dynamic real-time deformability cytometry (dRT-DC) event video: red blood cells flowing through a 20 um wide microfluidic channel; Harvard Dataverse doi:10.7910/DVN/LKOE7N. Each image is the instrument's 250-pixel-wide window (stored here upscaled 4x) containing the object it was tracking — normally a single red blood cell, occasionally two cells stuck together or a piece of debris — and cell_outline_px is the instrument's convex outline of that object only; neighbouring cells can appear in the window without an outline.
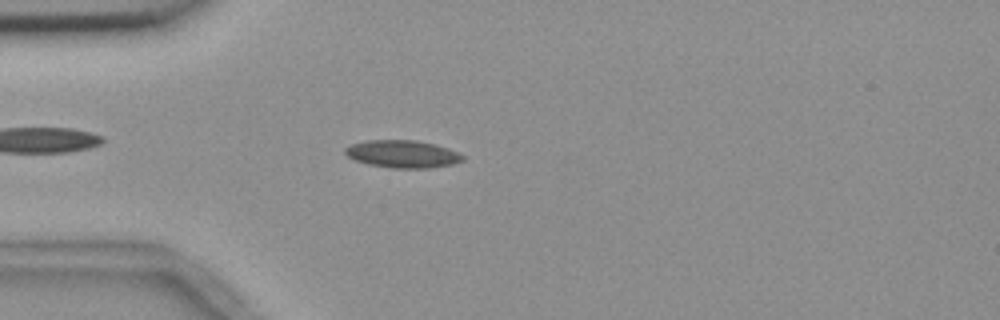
{"species": "common noctule bat (a hibernating species)", "species_latin": "Nyctalus noctula", "temperature_condition": "room temperature", "stored_images_in_passage": 4, "camera_frame_rate_fps": 3000, "um_per_image_px": 0.085, "animal": {"sex": "female", "body_mass_g": 18.4}, "frame": {"image": 1, "passage_image": 3, "time_ms": 3.0, "image_size_px": [1000, 320], "cell_outline_px": [[464, 160], [452, 164], [428, 168], [392, 168], [368, 164], [356, 160], [348, 156], [344, 152], [344, 148], [352, 144], [368, 140], [416, 140], [448, 148], [464, 156]], "centroid_in_image_um": [34.2, 13.09], "position_along_channel_um": 50.8, "area_um2": 18.67}}